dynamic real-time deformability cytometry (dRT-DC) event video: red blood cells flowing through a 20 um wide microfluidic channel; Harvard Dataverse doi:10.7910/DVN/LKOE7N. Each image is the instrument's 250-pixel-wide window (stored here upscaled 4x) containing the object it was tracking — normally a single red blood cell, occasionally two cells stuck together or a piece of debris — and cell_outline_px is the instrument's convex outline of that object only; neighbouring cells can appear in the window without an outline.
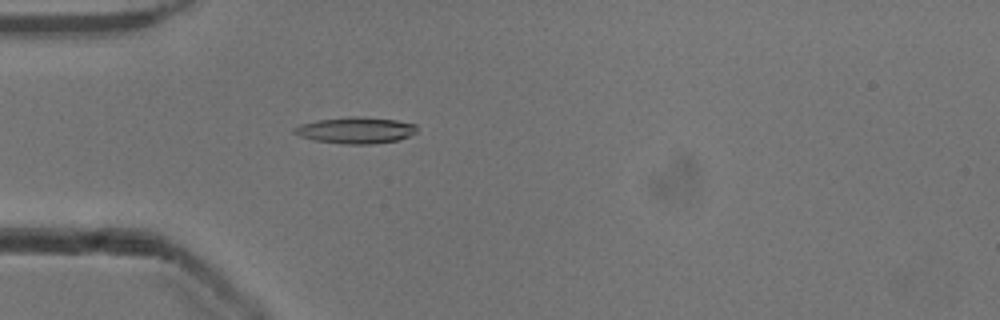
{"species": "common noctule bat (a hibernating species)", "species_latin": "Nyctalus noctula", "temperature_condition": "cold", "stored_images_in_passage": 53, "camera_frame_rate_fps": 3000, "um_per_image_px": 0.085, "animal": {"sex": "male", "body_mass_g": 13.3}, "frame": {"image": 1, "passage_image": 16, "time_ms": 5.0, "image_size_px": [1000, 320], "cell_outline_px": [[416, 132], [400, 140], [372, 144], [344, 144], [316, 140], [300, 136], [292, 132], [292, 128], [300, 124], [316, 120], [352, 116], [360, 116], [396, 120], [416, 124]], "centroid_in_image_um": [30.22, 11.07], "position_along_channel_um": 54.8, "area_um2": 18.9}}
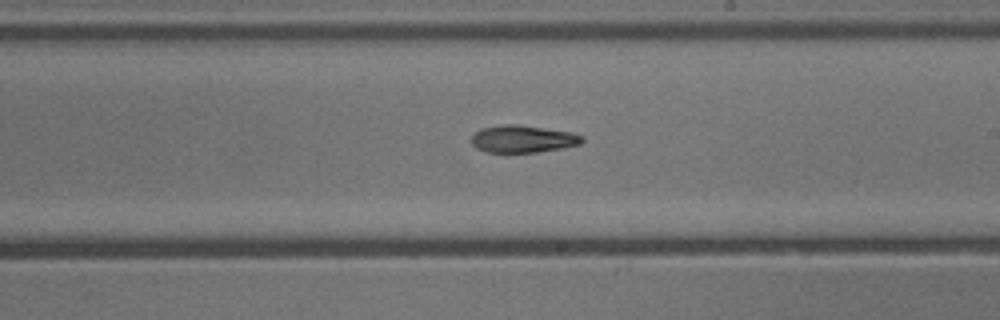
{"frame": {"image": 2, "passage_image": 31, "time_ms": 10.0, "image_size_px": [1000, 320], "cell_outline_px": [[584, 140], [580, 144], [560, 148], [536, 152], [484, 152], [476, 148], [472, 144], [472, 136], [480, 128], [500, 124], [516, 124], [572, 132], [580, 136]], "centroid_in_image_um": [44.39, 11.8], "position_along_channel_um": 244.6, "area_um2": 17.51}}
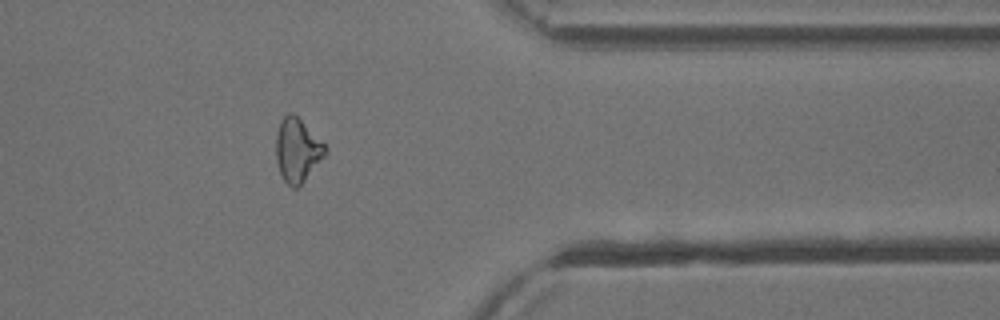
{"frame": {"image": 3, "passage_image": 43, "time_ms": 14.0, "image_size_px": [1000, 320], "cell_outline_px": [[328, 152], [304, 180], [296, 188], [292, 188], [284, 180], [280, 172], [276, 160], [276, 136], [280, 120], [288, 112], [292, 112], [328, 148]], "centroid_in_image_um": [25.26, 12.76], "position_along_channel_um": 386.1, "area_um2": 17.92}, "authors_computed_cell_mechanics": {"area_um2": 18.0336, "velocity_mm_per_s": 3.9262, "shape_relaxation_time_tau1_ms": 10.9001, "shape_relaxation_time_tau2_ms": null, "deformation_change_tau1": 0.2518, "deformation_change_tau2": null}}